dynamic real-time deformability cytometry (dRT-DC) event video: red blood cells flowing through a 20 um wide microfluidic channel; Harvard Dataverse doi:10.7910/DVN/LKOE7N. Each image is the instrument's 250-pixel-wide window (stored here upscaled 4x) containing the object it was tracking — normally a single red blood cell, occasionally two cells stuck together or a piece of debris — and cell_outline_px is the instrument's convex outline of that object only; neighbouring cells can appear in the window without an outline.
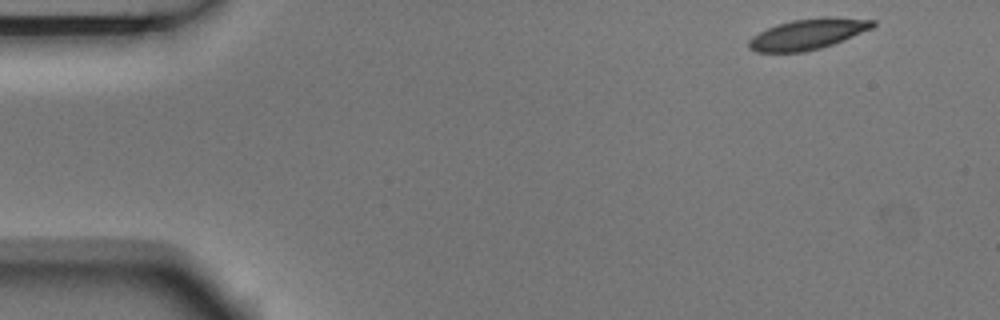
{"species": "Egyptian fruit bat (a non-hibernating species)", "species_latin": "Rousettus aegyptiacus", "temperature_condition": "room temperature", "stored_images_in_passage": 4, "camera_frame_rate_fps": 3000, "um_per_image_px": 0.085, "animal": {"sex": "male"}, "frame": {"image": 1, "passage_image": 1, "time_ms": 0.0, "image_size_px": [1000, 320], "cell_outline_px": [[876, 24], [872, 28], [832, 44], [820, 48], [804, 52], [756, 52], [748, 48], [748, 40], [752, 36], [776, 24], [792, 20], [824, 16], [828, 16], [876, 20]], "centroid_in_image_um": [68.65, 2.89], "position_along_channel_um": 16.4, "area_um2": 22.14}}
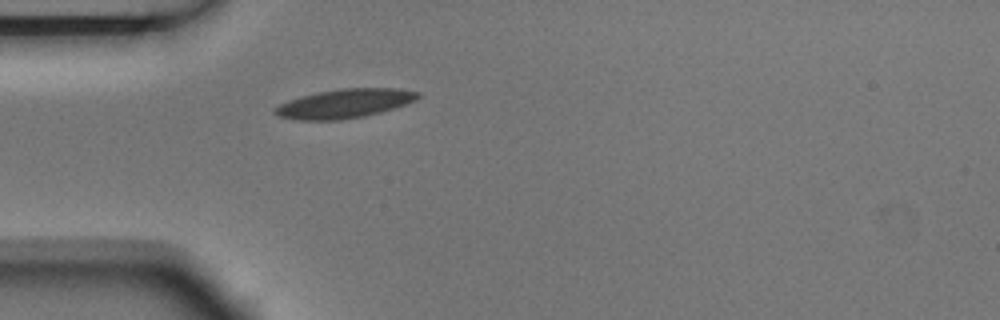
{"frame": {"image": 2, "passage_image": 4, "time_ms": 1.0, "image_size_px": [1000, 320], "cell_outline_px": [[420, 96], [416, 100], [380, 112], [364, 116], [340, 120], [296, 120], [276, 116], [272, 112], [272, 108], [288, 100], [300, 96], [316, 92], [340, 88], [400, 88], [420, 92]], "centroid_in_image_um": [29.23, 8.8], "position_along_channel_um": 55.8, "area_um2": 24.39}}